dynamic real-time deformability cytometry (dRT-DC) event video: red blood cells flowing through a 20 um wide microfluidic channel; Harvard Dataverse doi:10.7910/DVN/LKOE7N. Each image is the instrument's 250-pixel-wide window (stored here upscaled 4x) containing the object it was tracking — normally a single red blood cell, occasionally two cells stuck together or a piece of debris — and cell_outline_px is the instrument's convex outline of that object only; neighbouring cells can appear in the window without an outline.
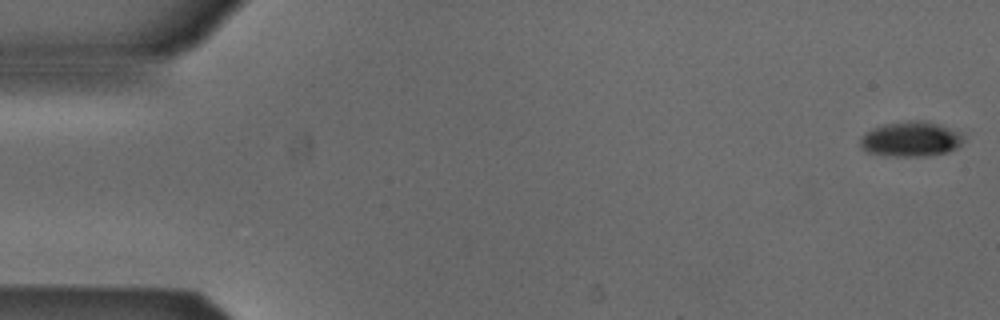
{"species": "Egyptian fruit bat (a non-hibernating species)", "species_latin": "Rousettus aegyptiacus", "temperature_condition": "cold", "stored_images_in_passage": 53, "camera_frame_rate_fps": 3000, "um_per_image_px": 0.085, "animal": {"sex": "male"}, "frame": {"image": 1, "passage_image": 1, "time_ms": 0.0, "image_size_px": [1000, 320], "cell_outline_px": [[964, 140], [956, 148], [948, 152], [924, 156], [896, 156], [868, 152], [860, 144], [860, 140], [872, 128], [884, 124], [908, 120], [928, 120], [940, 124], [960, 132], [964, 136]], "centroid_in_image_um": [77.48, 11.8], "position_along_channel_um": 7.5, "area_um2": 20.98}}
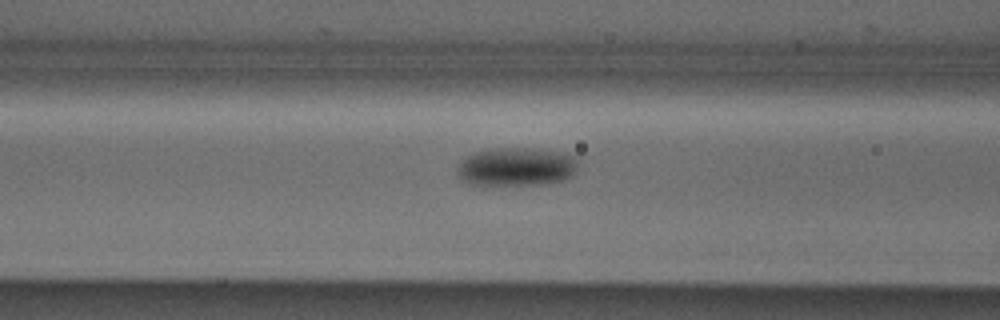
{"frame": {"image": 2, "passage_image": 21, "time_ms": 6.667, "image_size_px": [1000, 320], "cell_outline_px": [[580, 160], [576, 172], [572, 176], [564, 180], [544, 184], [484, 188], [468, 184], [460, 180], [456, 176], [456, 168], [472, 152], [488, 148], [528, 148], [560, 152], [580, 156]], "centroid_in_image_um": [43.87, 14.22], "position_along_channel_um": 122.7, "area_um2": 28.67}}
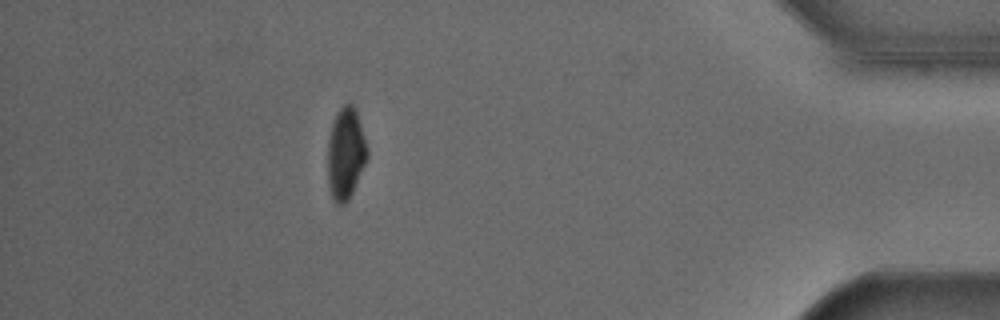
{"frame": {"image": 3, "passage_image": 47, "time_ms": 15.333, "image_size_px": [1000, 320], "cell_outline_px": [[368, 156], [352, 192], [348, 200], [344, 204], [336, 204], [332, 200], [328, 184], [328, 140], [332, 124], [336, 112], [344, 104], [352, 104], [356, 108], [368, 148]], "centroid_in_image_um": [29.38, 13.04], "position_along_channel_um": 405.8, "area_um2": 21.15}, "authors_computed_cell_mechanics": {"area_um2": 23.409, "velocity_mm_per_s": 3.8768, "shape_relaxation_time_tau1_ms": 3.0451, "shape_relaxation_time_tau2_ms": null, "deformation_change_tau1": 0.1042, "deformation_change_tau2": null}}